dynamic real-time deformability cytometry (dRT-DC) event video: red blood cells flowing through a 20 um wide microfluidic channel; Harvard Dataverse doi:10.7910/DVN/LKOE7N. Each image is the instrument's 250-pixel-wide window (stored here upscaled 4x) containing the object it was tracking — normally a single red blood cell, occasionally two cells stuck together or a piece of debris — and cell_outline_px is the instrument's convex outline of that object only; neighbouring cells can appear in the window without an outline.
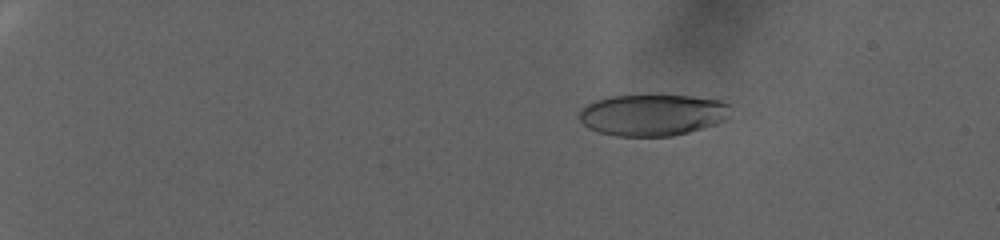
{"species": "human", "species_latin": "Homo sapiens", "temperature_condition": "warm", "stored_images_in_passage": 100, "camera_frame_rate_fps": 3000, "um_per_image_px": 0.085, "donor": {"sex": "female"}, "frame": {"image": 1, "passage_image": 21, "time_ms": 6.667, "image_size_px": [1000, 240], "cell_outline_px": [[728, 116], [724, 120], [716, 124], [688, 132], [672, 136], [616, 136], [600, 132], [588, 128], [580, 120], [580, 108], [596, 100], [612, 96], [688, 96], [720, 100], [728, 104]], "centroid_in_image_um": [55.44, 9.78], "position_along_channel_um": 29.6, "area_um2": 36.18}}
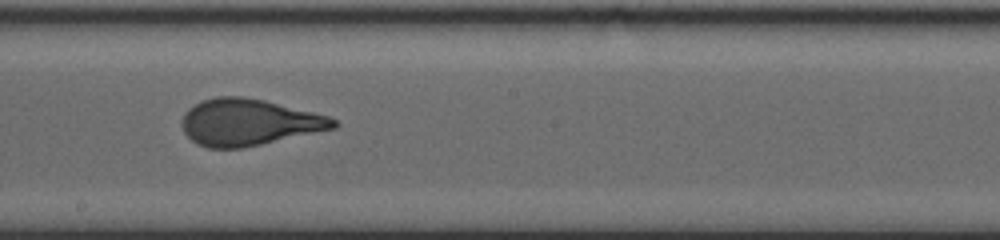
{"frame": {"image": 2, "passage_image": 65, "time_ms": 21.333, "image_size_px": [1000, 240], "cell_outline_px": [[340, 124], [336, 128], [244, 148], [208, 148], [196, 144], [184, 132], [180, 124], [184, 112], [188, 108], [204, 100], [216, 96], [244, 96], [264, 100], [328, 116], [336, 120]], "centroid_in_image_um": [21.12, 10.4], "position_along_channel_um": 227.1, "area_um2": 41.21}}
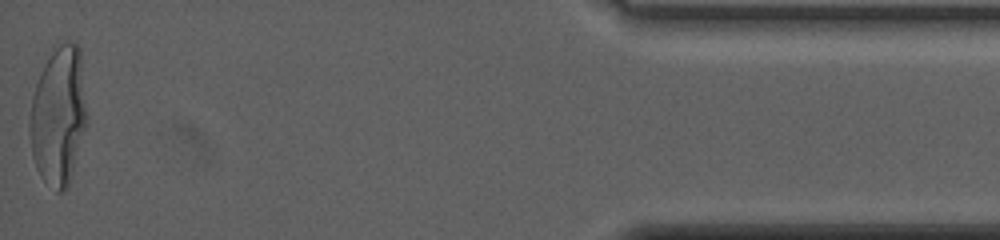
{"frame": {"image": 3, "passage_image": 100, "time_ms": 33.0, "image_size_px": [1000, 240], "cell_outline_px": [[88, 124], [68, 188], [60, 192], [56, 192], [40, 176], [36, 168], [32, 156], [28, 132], [28, 124], [32, 96], [40, 72], [52, 44], [68, 40], [72, 40], [80, 48], [88, 116]], "centroid_in_image_um": [4.98, 9.79], "position_along_channel_um": 430.2, "area_um2": 47.8}, "authors_computed_cell_mechanics": {"area_um2": 40.7201, "velocity_mm_per_s": 2.2793, "shape_relaxation_time_tau1_ms": 8.1999, "shape_relaxation_time_tau2_ms": null, "deformation_change_tau1": 0.2633, "deformation_change_tau2": null}}